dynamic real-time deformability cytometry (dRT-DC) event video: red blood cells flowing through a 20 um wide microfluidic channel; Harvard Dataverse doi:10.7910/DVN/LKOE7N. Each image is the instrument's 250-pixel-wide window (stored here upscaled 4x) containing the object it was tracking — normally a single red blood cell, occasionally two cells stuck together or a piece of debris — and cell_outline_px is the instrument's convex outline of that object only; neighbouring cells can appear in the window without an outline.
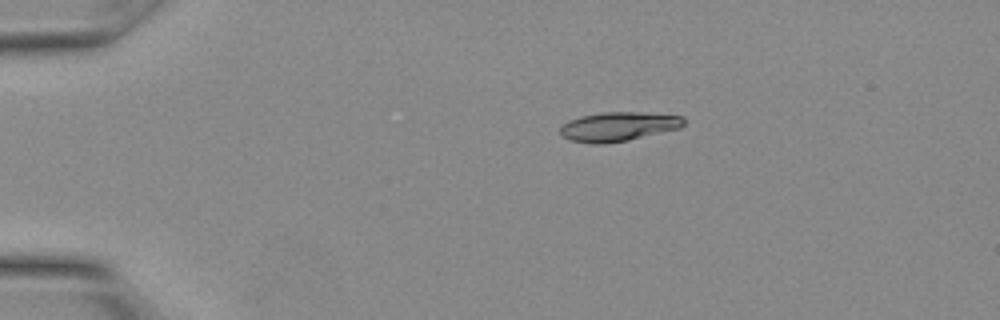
{"species": "Egyptian fruit bat (a non-hibernating species)", "species_latin": "Rousettus aegyptiacus", "temperature_condition": "warm", "stored_images_in_passage": 8, "camera_frame_rate_fps": 3000, "um_per_image_px": 0.085, "animal": {"sex": "female"}, "frame": {"image": 1, "passage_image": 1, "time_ms": 0.0, "image_size_px": [1000, 320], "cell_outline_px": [[684, 124], [680, 128], [628, 140], [604, 144], [596, 144], [568, 140], [560, 136], [560, 128], [568, 120], [580, 116], [604, 112], [636, 112], [684, 116]], "centroid_in_image_um": [52.52, 10.76], "position_along_channel_um": 32.5, "area_um2": 21.04}}
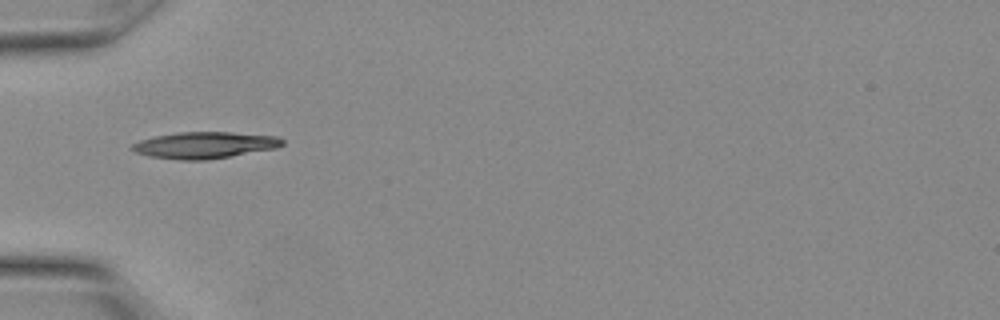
{"frame": {"image": 2, "passage_image": 5, "time_ms": 1.333, "image_size_px": [1000, 320], "cell_outline_px": [[284, 144], [276, 148], [208, 160], [180, 160], [148, 156], [136, 152], [128, 148], [132, 144], [140, 140], [156, 136], [180, 132], [232, 132], [280, 136], [284, 140]], "centroid_in_image_um": [17.41, 12.33], "position_along_channel_um": 67.6, "area_um2": 23.35}}
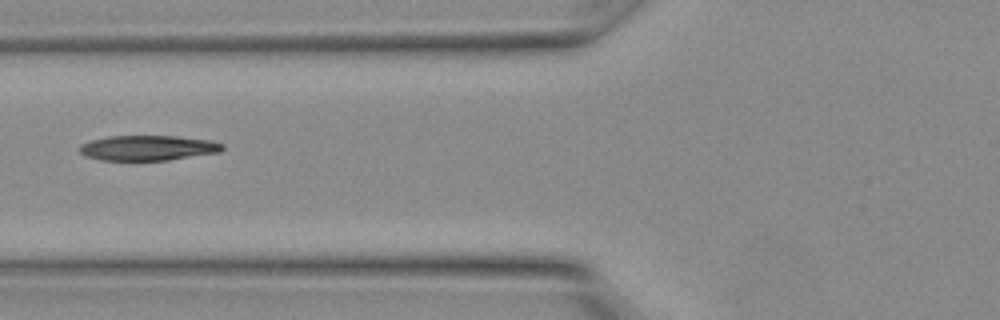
{"frame": {"image": 3, "passage_image": 7, "time_ms": 2.0, "image_size_px": [1000, 320], "cell_outline_px": [[224, 148], [220, 152], [168, 160], [100, 160], [84, 156], [80, 152], [80, 144], [92, 140], [108, 136], [176, 136], [208, 140], [224, 144]], "centroid_in_image_um": [12.56, 12.57], "position_along_channel_um": 113.2, "area_um2": 20.87}}